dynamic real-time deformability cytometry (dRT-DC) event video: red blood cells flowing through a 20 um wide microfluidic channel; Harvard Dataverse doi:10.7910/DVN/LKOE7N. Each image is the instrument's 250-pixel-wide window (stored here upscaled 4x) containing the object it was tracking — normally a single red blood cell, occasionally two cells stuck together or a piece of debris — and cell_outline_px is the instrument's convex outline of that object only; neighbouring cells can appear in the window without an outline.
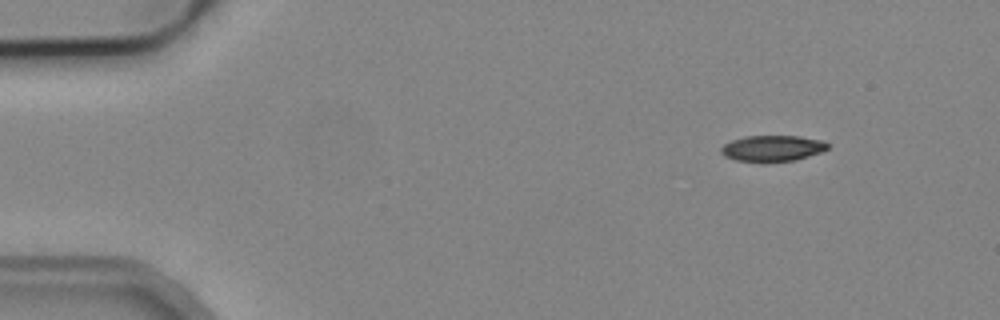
{"species": "common noctule bat (a hibernating species)", "species_latin": "Nyctalus noctula", "temperature_condition": "cold", "stored_images_in_passage": 4, "camera_frame_rate_fps": 3000, "um_per_image_px": 0.085, "animal": {"sex": "male", "body_mass_g": 19.2, "forearm_length_mm": 51.8}, "frame": {"image": 1, "passage_image": 1, "time_ms": 0.0, "image_size_px": [1000, 320], "cell_outline_px": [[828, 148], [820, 152], [796, 160], [764, 164], [736, 160], [724, 156], [720, 152], [720, 148], [724, 144], [732, 140], [744, 136], [800, 136], [824, 140], [828, 144]], "centroid_in_image_um": [65.63, 12.63], "position_along_channel_um": 19.4, "area_um2": 16.65}}